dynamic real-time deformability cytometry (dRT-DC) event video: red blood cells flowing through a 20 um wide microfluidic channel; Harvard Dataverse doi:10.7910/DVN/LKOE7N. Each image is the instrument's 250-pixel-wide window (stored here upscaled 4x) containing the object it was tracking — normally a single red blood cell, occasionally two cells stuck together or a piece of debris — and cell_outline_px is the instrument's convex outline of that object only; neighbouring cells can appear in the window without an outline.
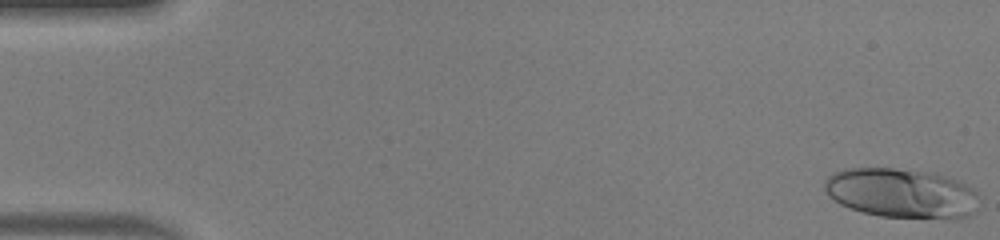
{"species": "human", "species_latin": "Homo sapiens", "temperature_condition": "warm", "stored_images_in_passage": 50, "camera_frame_rate_fps": 3000, "um_per_image_px": 0.085, "donor": {"sex": "male"}, "frame": {"image": 1, "passage_image": 1, "time_ms": 0.0, "image_size_px": [1000, 240], "cell_outline_px": [[976, 212], [968, 216], [956, 220], [880, 216], [864, 212], [840, 204], [828, 196], [824, 192], [824, 180], [832, 172], [844, 168], [892, 168], [936, 172], [960, 180], [976, 188]], "centroid_in_image_um": [76.66, 16.41], "position_along_channel_um": 8.3, "area_um2": 45.72}}
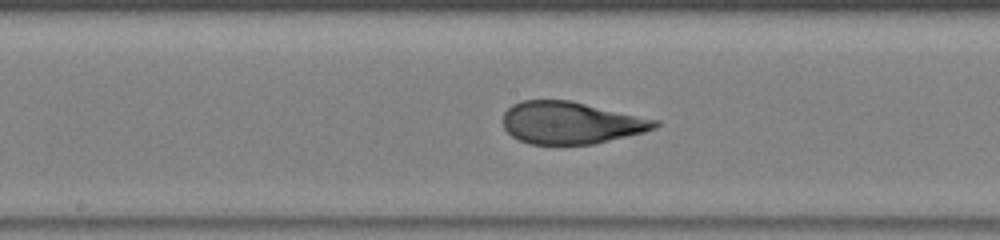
{"frame": {"image": 2, "passage_image": 26, "time_ms": 8.333, "image_size_px": [1000, 240], "cell_outline_px": [[660, 124], [656, 128], [644, 132], [592, 144], [528, 144], [512, 136], [504, 128], [504, 112], [512, 104], [524, 100], [572, 100], [660, 120]], "centroid_in_image_um": [48.55, 10.42], "position_along_channel_um": 199.6, "area_um2": 37.45}}
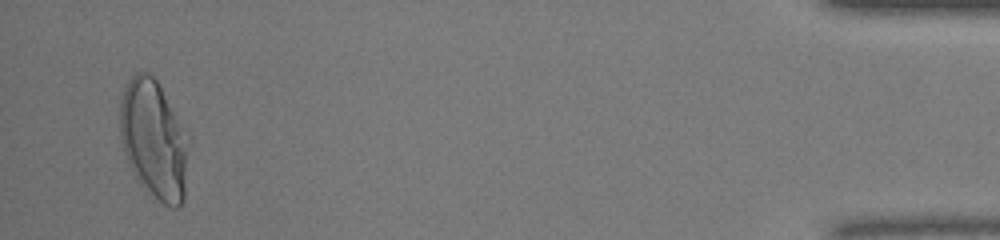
{"frame": {"image": 3, "passage_image": 48, "time_ms": 15.667, "image_size_px": [1000, 240], "cell_outline_px": [[184, 200], [176, 208], [172, 208], [164, 204], [140, 184], [128, 164], [124, 152], [120, 132], [120, 100], [124, 88], [128, 80], [136, 72], [148, 72], [156, 80], [172, 112], [184, 152]], "centroid_in_image_um": [12.93, 11.87], "position_along_channel_um": 422.3, "area_um2": 44.39}, "authors_computed_cell_mechanics": {"area_um2": 38.8416, "velocity_mm_per_s": 4.1492, "shape_relaxation_time_tau1_ms": 6.6582, "shape_relaxation_time_tau2_ms": null, "deformation_change_tau1": 0.3195, "deformation_change_tau2": null}}